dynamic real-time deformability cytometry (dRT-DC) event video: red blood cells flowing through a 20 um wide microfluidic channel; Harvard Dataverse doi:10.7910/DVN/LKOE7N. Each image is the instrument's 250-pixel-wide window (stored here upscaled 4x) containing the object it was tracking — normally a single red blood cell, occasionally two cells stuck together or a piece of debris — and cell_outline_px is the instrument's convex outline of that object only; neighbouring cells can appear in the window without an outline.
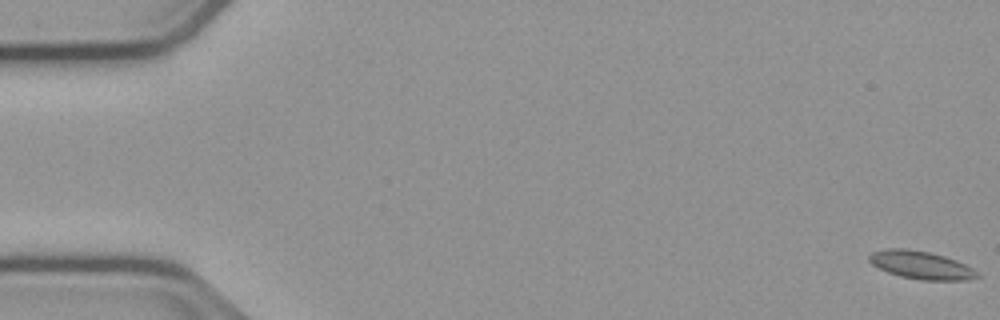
{"species": "common noctule bat (a hibernating species)", "species_latin": "Nyctalus noctula", "temperature_condition": "cold", "stored_images_in_passage": 13, "camera_frame_rate_fps": 3000, "um_per_image_px": 0.085, "animal": {"sex": "male", "body_mass_g": 23.1, "forearm_length_mm": 52.7}, "frame": {"image": 1, "passage_image": 1, "time_ms": 0.0, "image_size_px": [1000, 320], "cell_outline_px": [[980, 276], [968, 280], [924, 280], [900, 276], [888, 272], [872, 264], [868, 260], [868, 256], [872, 252], [884, 248], [904, 248], [928, 252], [944, 256], [956, 260], [972, 268]], "centroid_in_image_um": [78.26, 22.52], "position_along_channel_um": 6.7, "area_um2": 17.46}}